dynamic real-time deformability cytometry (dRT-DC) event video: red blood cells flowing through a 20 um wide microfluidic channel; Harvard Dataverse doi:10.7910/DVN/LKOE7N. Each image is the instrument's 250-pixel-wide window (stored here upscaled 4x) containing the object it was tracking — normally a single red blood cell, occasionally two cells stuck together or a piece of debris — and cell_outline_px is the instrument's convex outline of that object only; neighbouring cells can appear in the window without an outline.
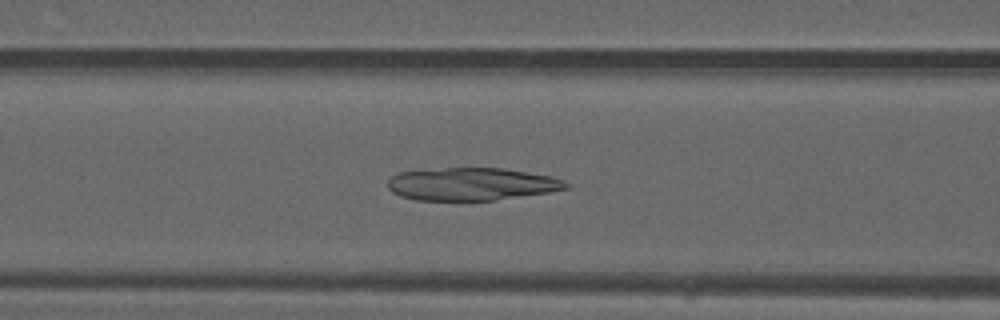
{"species": "common noctule bat (a hibernating species)", "species_latin": "Nyctalus noctula", "temperature_condition": "warm", "stored_images_in_passage": 49, "camera_frame_rate_fps": 3000, "um_per_image_px": 0.085, "animal": {"sex": "male", "forearm_length_mm": 52.5}, "frame": {"image": 1, "passage_image": 20, "time_ms": 6.333, "image_size_px": [1000, 320], "cell_outline_px": [[568, 188], [548, 192], [496, 200], [416, 200], [400, 196], [392, 192], [388, 188], [388, 180], [392, 176], [400, 172], [448, 168], [504, 168], [552, 176], [564, 180], [568, 184]], "centroid_in_image_um": [40.09, 15.65], "position_along_channel_um": 126.5, "area_um2": 33.81}}
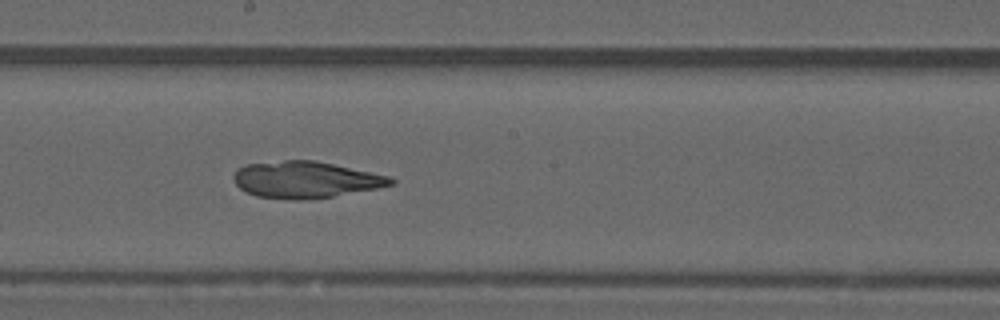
{"frame": {"image": 2, "passage_image": 27, "time_ms": 8.667, "image_size_px": [1000, 320], "cell_outline_px": [[396, 184], [376, 188], [332, 196], [300, 200], [296, 200], [256, 196], [240, 188], [232, 180], [232, 176], [244, 164], [284, 160], [316, 160], [388, 176], [396, 180]], "centroid_in_image_um": [25.95, 15.26], "position_along_channel_um": 222.3, "area_um2": 33.29}}
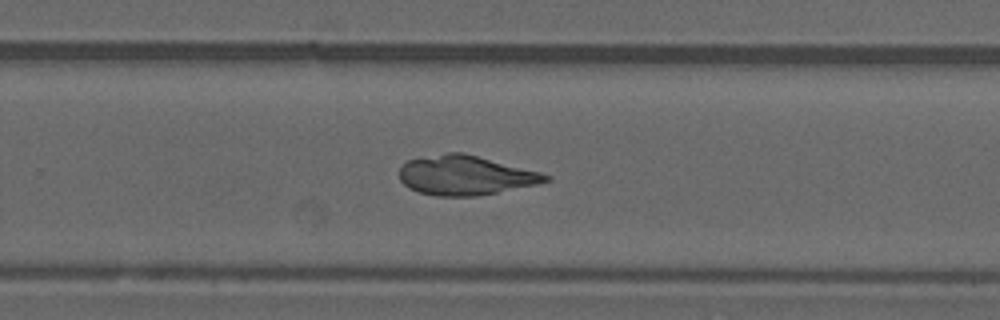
{"frame": {"image": 3, "passage_image": 32, "time_ms": 10.333, "image_size_px": [1000, 320], "cell_outline_px": [[552, 180], [536, 184], [476, 196], [436, 196], [420, 192], [408, 188], [400, 180], [400, 164], [408, 160], [448, 152], [464, 152], [540, 172], [552, 176]], "centroid_in_image_um": [39.54, 14.89], "position_along_channel_um": 290.3, "area_um2": 33.52}}